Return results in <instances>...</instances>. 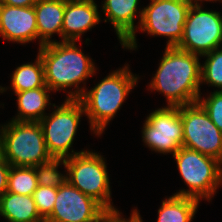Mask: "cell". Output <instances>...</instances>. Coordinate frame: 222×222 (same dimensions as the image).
Masks as SVG:
<instances>
[{"label":"cell","mask_w":222,"mask_h":222,"mask_svg":"<svg viewBox=\"0 0 222 222\" xmlns=\"http://www.w3.org/2000/svg\"><path fill=\"white\" fill-rule=\"evenodd\" d=\"M199 57L176 46H166L159 67L149 83V90L164 94L168 107L196 103L202 94Z\"/></svg>","instance_id":"6da1fadb"},{"label":"cell","mask_w":222,"mask_h":222,"mask_svg":"<svg viewBox=\"0 0 222 222\" xmlns=\"http://www.w3.org/2000/svg\"><path fill=\"white\" fill-rule=\"evenodd\" d=\"M38 49L44 66L46 86L53 92H67L66 99H79L87 89L79 87L80 83L85 86L86 80L96 75L97 68L93 59L84 55L76 41H57ZM72 87L76 90L73 91Z\"/></svg>","instance_id":"7a4b0ae2"},{"label":"cell","mask_w":222,"mask_h":222,"mask_svg":"<svg viewBox=\"0 0 222 222\" xmlns=\"http://www.w3.org/2000/svg\"><path fill=\"white\" fill-rule=\"evenodd\" d=\"M139 77L134 75L129 64H126L123 68L109 73L91 90L84 91L79 100L89 119L91 132L99 137L102 135L124 100L138 84Z\"/></svg>","instance_id":"3957f363"},{"label":"cell","mask_w":222,"mask_h":222,"mask_svg":"<svg viewBox=\"0 0 222 222\" xmlns=\"http://www.w3.org/2000/svg\"><path fill=\"white\" fill-rule=\"evenodd\" d=\"M0 129L2 156L11 166L35 167L52 159L39 122L10 120Z\"/></svg>","instance_id":"277c9868"},{"label":"cell","mask_w":222,"mask_h":222,"mask_svg":"<svg viewBox=\"0 0 222 222\" xmlns=\"http://www.w3.org/2000/svg\"><path fill=\"white\" fill-rule=\"evenodd\" d=\"M173 157L181 178L188 187L174 195L191 197L199 201L212 200L216 190L222 185V162L183 146Z\"/></svg>","instance_id":"5b68a950"},{"label":"cell","mask_w":222,"mask_h":222,"mask_svg":"<svg viewBox=\"0 0 222 222\" xmlns=\"http://www.w3.org/2000/svg\"><path fill=\"white\" fill-rule=\"evenodd\" d=\"M105 158L99 152L86 150L65 158L67 181L97 201L108 213H118L111 199L110 180Z\"/></svg>","instance_id":"8992f818"},{"label":"cell","mask_w":222,"mask_h":222,"mask_svg":"<svg viewBox=\"0 0 222 222\" xmlns=\"http://www.w3.org/2000/svg\"><path fill=\"white\" fill-rule=\"evenodd\" d=\"M52 113L46 114L39 124L42 127L48 153L52 158H68L86 150H72L80 119L85 115L79 99H65L59 106L52 105ZM71 148V151H70Z\"/></svg>","instance_id":"52a82bcc"},{"label":"cell","mask_w":222,"mask_h":222,"mask_svg":"<svg viewBox=\"0 0 222 222\" xmlns=\"http://www.w3.org/2000/svg\"><path fill=\"white\" fill-rule=\"evenodd\" d=\"M191 5L184 0H150L143 8L139 31L150 36H165L167 47L179 44Z\"/></svg>","instance_id":"ba28073f"},{"label":"cell","mask_w":222,"mask_h":222,"mask_svg":"<svg viewBox=\"0 0 222 222\" xmlns=\"http://www.w3.org/2000/svg\"><path fill=\"white\" fill-rule=\"evenodd\" d=\"M177 48L202 56L222 47L221 12L192 5L183 28V37Z\"/></svg>","instance_id":"9c48e42d"},{"label":"cell","mask_w":222,"mask_h":222,"mask_svg":"<svg viewBox=\"0 0 222 222\" xmlns=\"http://www.w3.org/2000/svg\"><path fill=\"white\" fill-rule=\"evenodd\" d=\"M183 124V147L222 162V132L198 103L180 106Z\"/></svg>","instance_id":"30bf717a"},{"label":"cell","mask_w":222,"mask_h":222,"mask_svg":"<svg viewBox=\"0 0 222 222\" xmlns=\"http://www.w3.org/2000/svg\"><path fill=\"white\" fill-rule=\"evenodd\" d=\"M143 124L142 141L151 151L174 155L182 147L180 107L158 108L146 117Z\"/></svg>","instance_id":"8fae6325"},{"label":"cell","mask_w":222,"mask_h":222,"mask_svg":"<svg viewBox=\"0 0 222 222\" xmlns=\"http://www.w3.org/2000/svg\"><path fill=\"white\" fill-rule=\"evenodd\" d=\"M109 213L68 181L57 188L51 215L45 222H102Z\"/></svg>","instance_id":"7c38bea8"},{"label":"cell","mask_w":222,"mask_h":222,"mask_svg":"<svg viewBox=\"0 0 222 222\" xmlns=\"http://www.w3.org/2000/svg\"><path fill=\"white\" fill-rule=\"evenodd\" d=\"M139 0H104L102 1V12L106 15L104 22H110L116 32L117 39L123 49H137L136 32L140 25L143 8H139ZM139 9V10H138ZM139 14V15H138ZM138 15L139 25H135ZM138 26V27H137Z\"/></svg>","instance_id":"4fadbf2b"},{"label":"cell","mask_w":222,"mask_h":222,"mask_svg":"<svg viewBox=\"0 0 222 222\" xmlns=\"http://www.w3.org/2000/svg\"><path fill=\"white\" fill-rule=\"evenodd\" d=\"M0 36L9 42L27 44L38 39L34 6L0 4Z\"/></svg>","instance_id":"5bb4252c"},{"label":"cell","mask_w":222,"mask_h":222,"mask_svg":"<svg viewBox=\"0 0 222 222\" xmlns=\"http://www.w3.org/2000/svg\"><path fill=\"white\" fill-rule=\"evenodd\" d=\"M94 0H66L61 42L77 41L84 33L101 21L98 5Z\"/></svg>","instance_id":"9a60e30c"},{"label":"cell","mask_w":222,"mask_h":222,"mask_svg":"<svg viewBox=\"0 0 222 222\" xmlns=\"http://www.w3.org/2000/svg\"><path fill=\"white\" fill-rule=\"evenodd\" d=\"M65 5L66 0H38L34 5L39 48L57 42L52 40L55 33L61 38Z\"/></svg>","instance_id":"2e32d148"},{"label":"cell","mask_w":222,"mask_h":222,"mask_svg":"<svg viewBox=\"0 0 222 222\" xmlns=\"http://www.w3.org/2000/svg\"><path fill=\"white\" fill-rule=\"evenodd\" d=\"M0 216L7 222H45L33 196L5 192L0 196Z\"/></svg>","instance_id":"e0dca14e"},{"label":"cell","mask_w":222,"mask_h":222,"mask_svg":"<svg viewBox=\"0 0 222 222\" xmlns=\"http://www.w3.org/2000/svg\"><path fill=\"white\" fill-rule=\"evenodd\" d=\"M49 92L52 91L48 87H39L14 93L17 96L18 112L11 120L39 122L47 114V107L49 109V105H52Z\"/></svg>","instance_id":"ac0fdd59"},{"label":"cell","mask_w":222,"mask_h":222,"mask_svg":"<svg viewBox=\"0 0 222 222\" xmlns=\"http://www.w3.org/2000/svg\"><path fill=\"white\" fill-rule=\"evenodd\" d=\"M199 203L197 199L173 194L162 201L157 222H191Z\"/></svg>","instance_id":"d6986e66"},{"label":"cell","mask_w":222,"mask_h":222,"mask_svg":"<svg viewBox=\"0 0 222 222\" xmlns=\"http://www.w3.org/2000/svg\"><path fill=\"white\" fill-rule=\"evenodd\" d=\"M14 93L39 87H47L45 83L44 66L40 56L36 60L16 67L11 75V86Z\"/></svg>","instance_id":"ffe728a7"},{"label":"cell","mask_w":222,"mask_h":222,"mask_svg":"<svg viewBox=\"0 0 222 222\" xmlns=\"http://www.w3.org/2000/svg\"><path fill=\"white\" fill-rule=\"evenodd\" d=\"M37 187L35 167L11 166L7 192L32 196Z\"/></svg>","instance_id":"44dd1931"},{"label":"cell","mask_w":222,"mask_h":222,"mask_svg":"<svg viewBox=\"0 0 222 222\" xmlns=\"http://www.w3.org/2000/svg\"><path fill=\"white\" fill-rule=\"evenodd\" d=\"M206 59L201 64V84L216 87L222 91V47L202 55Z\"/></svg>","instance_id":"7402d4cb"},{"label":"cell","mask_w":222,"mask_h":222,"mask_svg":"<svg viewBox=\"0 0 222 222\" xmlns=\"http://www.w3.org/2000/svg\"><path fill=\"white\" fill-rule=\"evenodd\" d=\"M63 165L66 174L58 171ZM38 185L58 188L67 182V166L64 158H52L50 161L35 166Z\"/></svg>","instance_id":"603a6c76"},{"label":"cell","mask_w":222,"mask_h":222,"mask_svg":"<svg viewBox=\"0 0 222 222\" xmlns=\"http://www.w3.org/2000/svg\"><path fill=\"white\" fill-rule=\"evenodd\" d=\"M32 196L40 216L46 220L54 208L57 188L38 185Z\"/></svg>","instance_id":"cb8c5ba5"},{"label":"cell","mask_w":222,"mask_h":222,"mask_svg":"<svg viewBox=\"0 0 222 222\" xmlns=\"http://www.w3.org/2000/svg\"><path fill=\"white\" fill-rule=\"evenodd\" d=\"M207 112L211 121L222 132V91L214 90L206 98L200 95L197 101Z\"/></svg>","instance_id":"d4e9b609"},{"label":"cell","mask_w":222,"mask_h":222,"mask_svg":"<svg viewBox=\"0 0 222 222\" xmlns=\"http://www.w3.org/2000/svg\"><path fill=\"white\" fill-rule=\"evenodd\" d=\"M131 216L126 219L122 217L121 212L118 213H109L105 218L104 222H142V217L137 209H133Z\"/></svg>","instance_id":"484cf974"},{"label":"cell","mask_w":222,"mask_h":222,"mask_svg":"<svg viewBox=\"0 0 222 222\" xmlns=\"http://www.w3.org/2000/svg\"><path fill=\"white\" fill-rule=\"evenodd\" d=\"M11 165L3 158L0 157V196H2L7 191L8 186V176L10 172Z\"/></svg>","instance_id":"4316f807"},{"label":"cell","mask_w":222,"mask_h":222,"mask_svg":"<svg viewBox=\"0 0 222 222\" xmlns=\"http://www.w3.org/2000/svg\"><path fill=\"white\" fill-rule=\"evenodd\" d=\"M38 0H0V4H5L15 7H30L34 6Z\"/></svg>","instance_id":"83f0119b"},{"label":"cell","mask_w":222,"mask_h":222,"mask_svg":"<svg viewBox=\"0 0 222 222\" xmlns=\"http://www.w3.org/2000/svg\"><path fill=\"white\" fill-rule=\"evenodd\" d=\"M186 3H188L189 5H202L201 4V2H203V1H206V2H213L214 3V1L215 2H217V1H219V2H221L222 3V0H184ZM200 2V3H199Z\"/></svg>","instance_id":"f1b7e54d"},{"label":"cell","mask_w":222,"mask_h":222,"mask_svg":"<svg viewBox=\"0 0 222 222\" xmlns=\"http://www.w3.org/2000/svg\"><path fill=\"white\" fill-rule=\"evenodd\" d=\"M2 156V135H1V129H0V157Z\"/></svg>","instance_id":"f546056e"},{"label":"cell","mask_w":222,"mask_h":222,"mask_svg":"<svg viewBox=\"0 0 222 222\" xmlns=\"http://www.w3.org/2000/svg\"><path fill=\"white\" fill-rule=\"evenodd\" d=\"M7 89H8L7 87H2V86H0V93L5 92Z\"/></svg>","instance_id":"4dcf8cb0"}]
</instances>
